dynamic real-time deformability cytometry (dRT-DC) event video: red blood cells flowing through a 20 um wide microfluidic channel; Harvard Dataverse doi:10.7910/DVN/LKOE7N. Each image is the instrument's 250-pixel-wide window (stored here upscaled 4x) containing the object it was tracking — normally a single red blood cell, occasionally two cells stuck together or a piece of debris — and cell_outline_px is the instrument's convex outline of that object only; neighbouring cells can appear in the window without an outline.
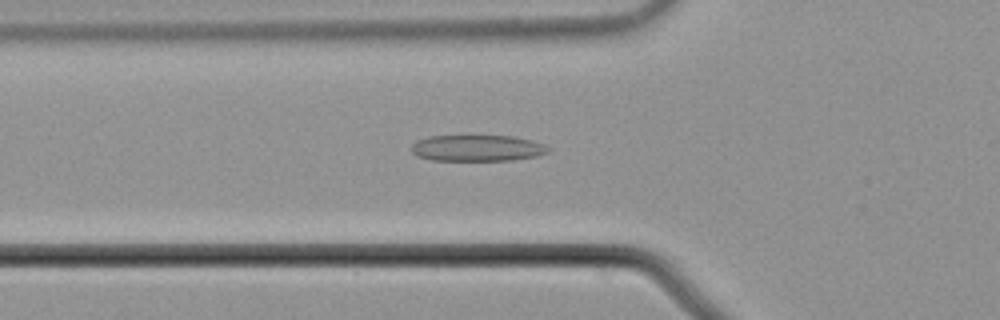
{"species": "common noctule bat (a hibernating species)", "species_latin": "Nyctalus noctula", "temperature_condition": "cold", "stored_images_in_passage": 48, "camera_frame_rate_fps": 3000, "um_per_image_px": 0.085, "animal": {"sex": "male", "body_mass_g": 21.5, "forearm_length_mm": 52.0}, "frame": {"image": 1, "passage_image": 12, "time_ms": 3.667, "image_size_px": [1000, 320], "cell_outline_px": [[548, 152], [536, 156], [512, 160], [432, 160], [416, 156], [412, 152], [412, 144], [416, 140], [428, 136], [464, 132], [512, 136], [532, 140], [544, 144], [548, 148]], "centroid_in_image_um": [40.49, 12.52], "position_along_channel_um": 85.3, "area_um2": 22.08}}
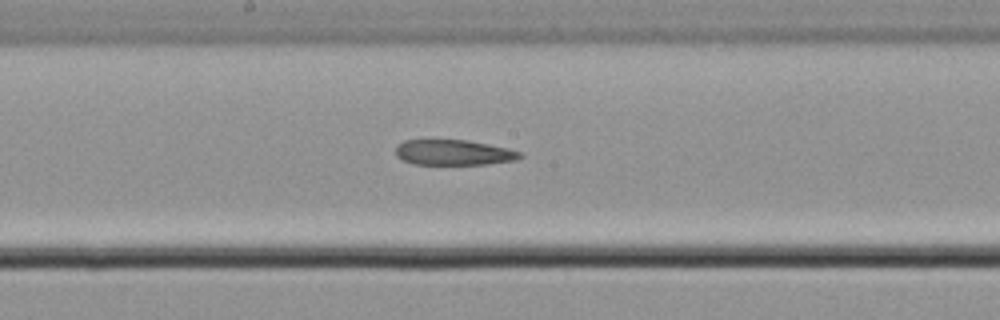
{"frame": {"image": 2, "passage_image": 22, "time_ms": 7.0, "image_size_px": [1000, 320], "cell_outline_px": [[524, 156], [516, 160], [488, 164], [412, 164], [396, 156], [396, 144], [404, 140], [468, 140], [508, 148], [520, 152]], "centroid_in_image_um": [38.56, 12.96], "position_along_channel_um": 209.6, "area_um2": 18.44}}
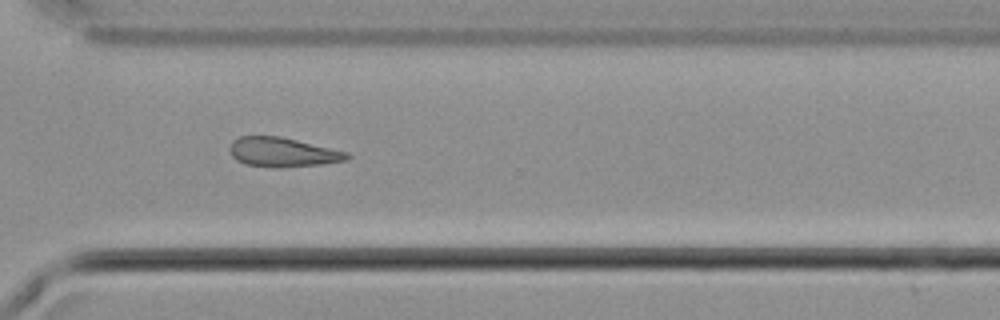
{"frame": {"image": 3, "passage_image": 33, "time_ms": 10.667, "image_size_px": [1000, 320], "cell_outline_px": [[352, 156], [348, 160], [320, 164], [280, 168], [272, 168], [244, 164], [236, 160], [232, 156], [232, 140], [240, 136], [280, 136], [348, 152]], "centroid_in_image_um": [24.05, 12.95], "position_along_channel_um": 346.6, "area_um2": 20.06}}